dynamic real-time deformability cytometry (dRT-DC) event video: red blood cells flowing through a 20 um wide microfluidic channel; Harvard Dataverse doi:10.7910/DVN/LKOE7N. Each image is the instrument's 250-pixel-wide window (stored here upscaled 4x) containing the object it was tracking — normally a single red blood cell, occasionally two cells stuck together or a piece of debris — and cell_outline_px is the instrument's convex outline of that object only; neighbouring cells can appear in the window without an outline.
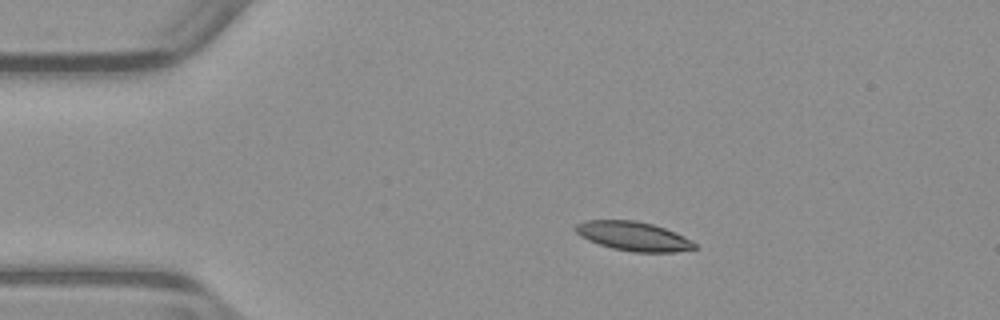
{"species": "common noctule bat (a hibernating species)", "species_latin": "Nyctalus noctula", "temperature_condition": "warm", "stored_images_in_passage": 43, "camera_frame_rate_fps": 3000, "um_per_image_px": 0.085, "animal": {"sex": "male", "body_mass_g": 23.1, "forearm_length_mm": 52.7}, "frame": {"image": 1, "passage_image": 1, "time_ms": 0.0, "image_size_px": [1000, 320], "cell_outline_px": [[696, 248], [676, 252], [632, 252], [612, 248], [588, 240], [580, 236], [572, 228], [576, 224], [584, 220], [636, 220], [652, 224], [664, 228], [684, 236], [692, 240], [696, 244]], "centroid_in_image_um": [53.81, 20.07], "position_along_channel_um": 31.2, "area_um2": 20.29}}
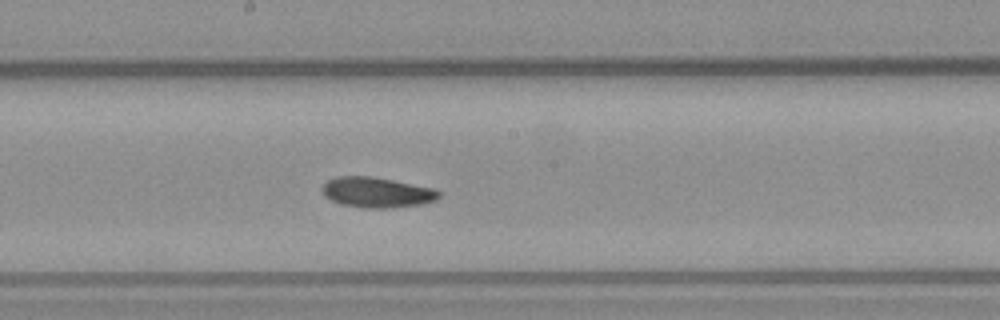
{"frame": {"image": 2, "passage_image": 19, "time_ms": 6.0, "image_size_px": [1000, 320], "cell_outline_px": [[440, 196], [436, 200], [420, 204], [392, 208], [364, 208], [340, 204], [324, 196], [320, 188], [328, 180], [336, 176], [372, 176], [436, 188], [440, 192]], "centroid_in_image_um": [32.03, 16.35], "position_along_channel_um": 216.2, "area_um2": 20.87}}
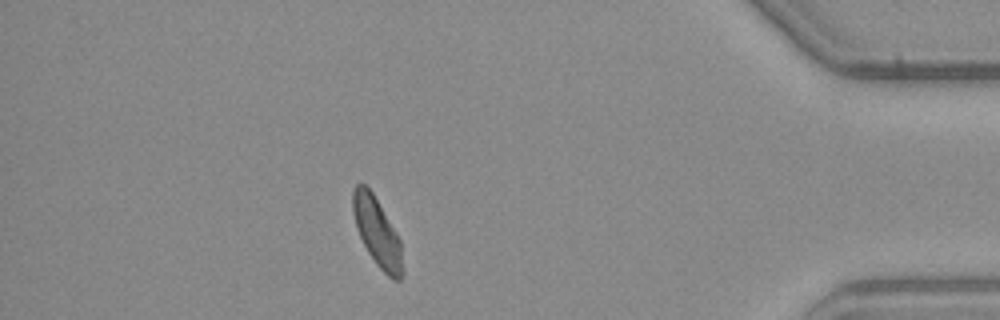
{"frame": {"image": 3, "passage_image": 37, "time_ms": 12.0, "image_size_px": [1000, 320], "cell_outline_px": [[404, 272], [400, 280], [392, 280], [376, 264], [368, 252], [356, 228], [352, 212], [352, 188], [356, 184], [364, 184], [372, 192], [396, 232], [400, 240]], "centroid_in_image_um": [32.05, 19.75], "position_along_channel_um": 403.1, "area_um2": 19.83}, "authors_computed_cell_mechanics": {"area_um2": 20.4034, "velocity_mm_per_s": 3.9321, "shape_relaxation_time_tau1_ms": 4.4611, "shape_relaxation_time_tau2_ms": 4.4435, "deformation_change_tau1": 0.1547, "deformation_change_tau2": 0.1126}}